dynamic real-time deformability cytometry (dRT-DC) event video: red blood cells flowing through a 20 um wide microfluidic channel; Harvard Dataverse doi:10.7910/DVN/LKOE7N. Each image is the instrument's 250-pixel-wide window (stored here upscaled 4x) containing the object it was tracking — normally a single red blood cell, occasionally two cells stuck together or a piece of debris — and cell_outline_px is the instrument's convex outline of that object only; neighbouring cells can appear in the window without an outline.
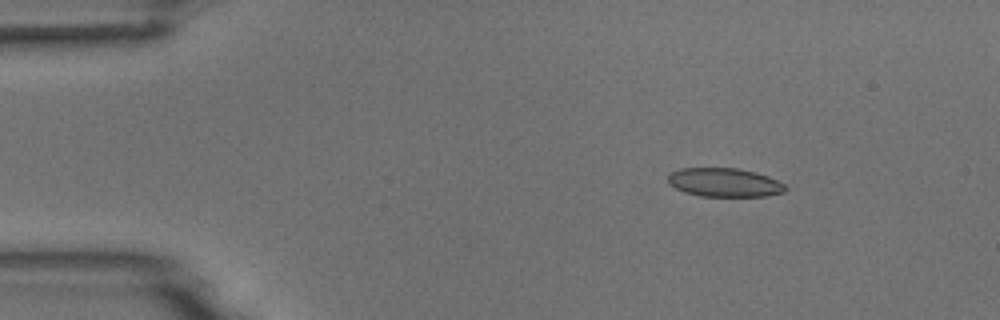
{"species": "common noctule bat (a hibernating species)", "species_latin": "Nyctalus noctula", "temperature_condition": "room temperature", "stored_images_in_passage": 5, "segment_of_instrument_passage": [1, 2], "camera_frame_rate_fps": 3000, "um_per_image_px": 0.085, "animal": {"sex": "male", "body_mass_g": 18.8}, "frame": {"image": 1, "passage_image": 2, "time_ms": 2.333, "image_size_px": [1000, 320], "cell_outline_px": [[788, 188], [784, 192], [768, 196], [700, 196], [684, 192], [668, 184], [668, 176], [672, 172], [680, 168], [736, 168], [756, 172], [768, 176], [784, 184]], "centroid_in_image_um": [61.58, 15.51], "position_along_channel_um": 23.4, "area_um2": 19.71}}